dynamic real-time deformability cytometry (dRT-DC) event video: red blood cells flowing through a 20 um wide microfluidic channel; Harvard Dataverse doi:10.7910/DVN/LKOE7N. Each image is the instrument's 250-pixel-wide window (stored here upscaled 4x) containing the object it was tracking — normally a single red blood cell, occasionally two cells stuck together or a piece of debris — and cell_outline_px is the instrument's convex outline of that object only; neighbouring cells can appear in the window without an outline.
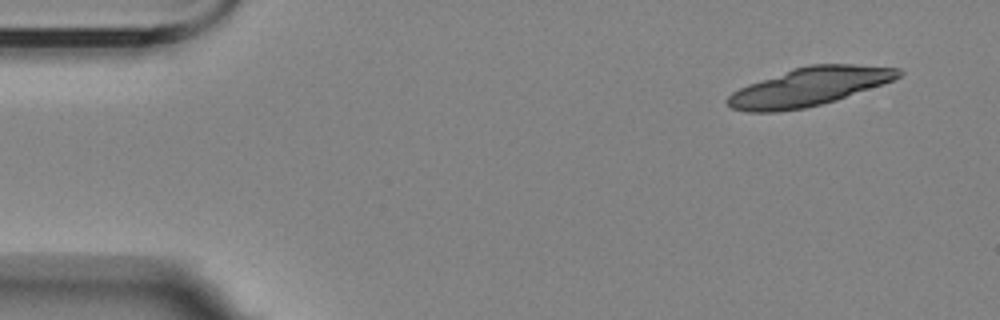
{"species": "Egyptian fruit bat (a non-hibernating species)", "species_latin": "Rousettus aegyptiacus", "temperature_condition": "room temperature", "stored_images_in_passage": 5, "camera_frame_rate_fps": 3000, "um_per_image_px": 0.085, "animal": {"sex": "female"}, "frame": {"image": 1, "passage_image": 1, "time_ms": 0.0, "image_size_px": [1000, 320], "cell_outline_px": [[904, 72], [900, 76], [892, 80], [836, 100], [804, 108], [776, 112], [748, 112], [732, 108], [724, 100], [732, 92], [748, 84], [792, 68], [812, 64], [852, 64], [900, 68]], "centroid_in_image_um": [68.75, 7.37], "position_along_channel_um": 16.3, "area_um2": 37.92}}